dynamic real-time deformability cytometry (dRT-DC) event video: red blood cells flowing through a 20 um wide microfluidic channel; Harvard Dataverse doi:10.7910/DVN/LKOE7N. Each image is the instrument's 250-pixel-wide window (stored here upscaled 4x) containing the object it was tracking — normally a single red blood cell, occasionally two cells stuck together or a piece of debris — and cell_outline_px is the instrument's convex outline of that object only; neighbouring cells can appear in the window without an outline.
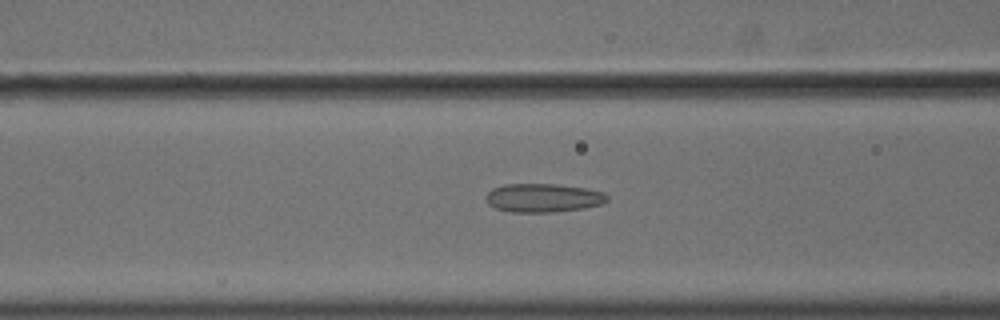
{"species": "common noctule bat (a hibernating species)", "species_latin": "Nyctalus noctula", "temperature_condition": "cold", "stored_images_in_passage": 41, "camera_frame_rate_fps": 3000, "um_per_image_px": 0.085, "animal": {"sex": "male", "body_mass_g": 18.8}, "frame": {"image": 1, "passage_image": 16, "time_ms": 5.0, "image_size_px": [1000, 320], "cell_outline_px": [[608, 200], [604, 204], [584, 208], [556, 212], [512, 212], [496, 208], [488, 204], [484, 196], [492, 188], [504, 184], [556, 184], [588, 188], [604, 192], [608, 196]], "centroid_in_image_um": [46.19, 16.81], "position_along_channel_um": 120.4, "area_um2": 20.52}}
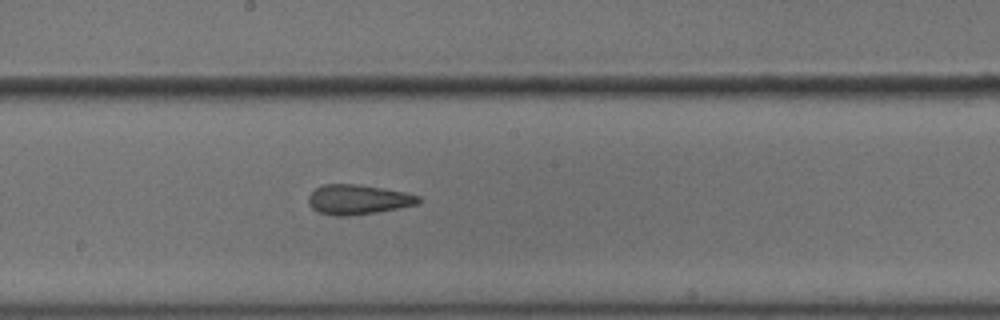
{"frame": {"image": 2, "passage_image": 24, "time_ms": 7.667, "image_size_px": [1000, 320], "cell_outline_px": [[420, 200], [416, 204], [400, 208], [376, 212], [348, 216], [332, 216], [320, 212], [312, 208], [308, 204], [308, 196], [316, 188], [324, 184], [356, 184], [384, 188], [404, 192], [420, 196]], "centroid_in_image_um": [30.41, 16.96], "position_along_channel_um": 217.8, "area_um2": 19.07}}
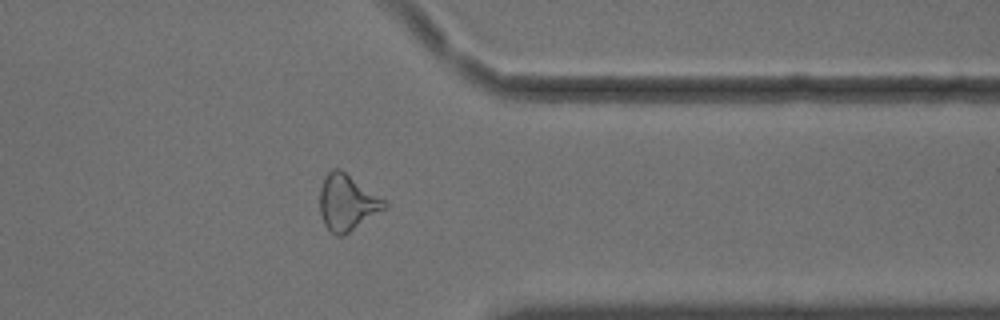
{"frame": {"image": 3, "passage_image": 38, "time_ms": 12.333, "image_size_px": [1000, 320], "cell_outline_px": [[388, 208], [344, 236], [336, 236], [324, 224], [320, 212], [320, 188], [324, 176], [332, 168], [340, 168], [384, 200], [388, 204]], "centroid_in_image_um": [29.51, 17.23], "position_along_channel_um": 381.9, "area_um2": 21.21}, "authors_computed_cell_mechanics": {"area_um2": 19.9988, "velocity_mm_per_s": 3.6366, "shape_relaxation_time_tau1_ms": null, "shape_relaxation_time_tau2_ms": 2.6038, "deformation_change_tau1": null, "deformation_change_tau2": 0.113}}